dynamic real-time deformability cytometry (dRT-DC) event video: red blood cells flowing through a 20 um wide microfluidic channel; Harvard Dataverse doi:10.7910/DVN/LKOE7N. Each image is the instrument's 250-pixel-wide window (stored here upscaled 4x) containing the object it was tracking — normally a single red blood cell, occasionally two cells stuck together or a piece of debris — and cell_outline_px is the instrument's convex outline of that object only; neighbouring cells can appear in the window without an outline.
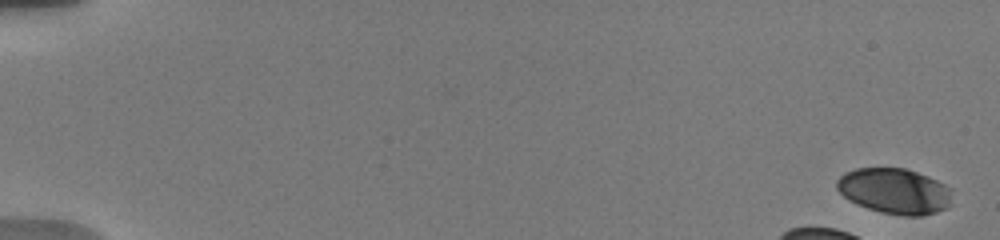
{"species": "human", "species_latin": "Homo sapiens", "temperature_condition": "warm", "stored_images_in_passage": 40, "camera_frame_rate_fps": 3000, "um_per_image_px": 0.085, "donor": {"sex": "male"}, "frame": {"image": 1, "passage_image": 1, "time_ms": 0.0, "image_size_px": [1000, 240], "cell_outline_px": [[952, 188], [948, 208], [924, 216], [904, 216], [880, 212], [856, 204], [848, 200], [836, 188], [836, 180], [844, 172], [856, 168], [904, 168], [928, 176]], "centroid_in_image_um": [76.03, 16.24], "position_along_channel_um": 9.0, "area_um2": 30.81}, "authors_computed_cell_mechanics": {"area_um2": 36.0961, "velocity_mm_per_s": 3.7191, "shape_relaxation_time_tau1_ms": 4.1237, "shape_relaxation_time_tau2_ms": null, "deformation_change_tau1": 0.1481, "deformation_change_tau2": null}}